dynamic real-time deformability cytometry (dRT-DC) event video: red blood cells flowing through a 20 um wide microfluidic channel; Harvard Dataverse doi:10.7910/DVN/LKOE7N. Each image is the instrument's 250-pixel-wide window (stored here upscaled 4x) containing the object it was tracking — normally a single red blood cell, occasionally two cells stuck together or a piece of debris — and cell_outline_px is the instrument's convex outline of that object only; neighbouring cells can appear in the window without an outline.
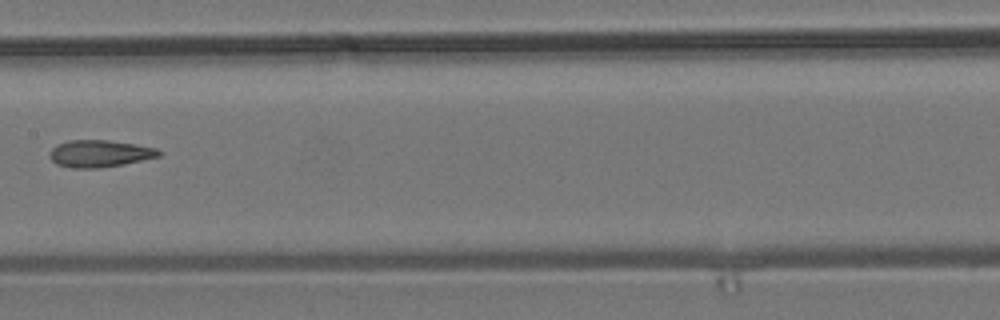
{"species": "common noctule bat (a hibernating species)", "species_latin": "Nyctalus noctula", "temperature_condition": "room temperature", "stored_images_in_passage": 6, "camera_frame_rate_fps": 3000, "um_per_image_px": 0.085, "animal": {"sex": "male", "body_mass_g": 19.2, "forearm_length_mm": 51.8}, "frame": {"image": 1, "passage_image": 5, "time_ms": 6.333, "image_size_px": [1000, 320], "cell_outline_px": [[164, 152], [160, 156], [124, 164], [100, 168], [76, 168], [56, 164], [48, 156], [48, 152], [56, 144], [68, 140], [108, 140], [136, 144], [156, 148]], "centroid_in_image_um": [8.46, 13.05], "position_along_channel_um": 198.9, "area_um2": 17.4}}
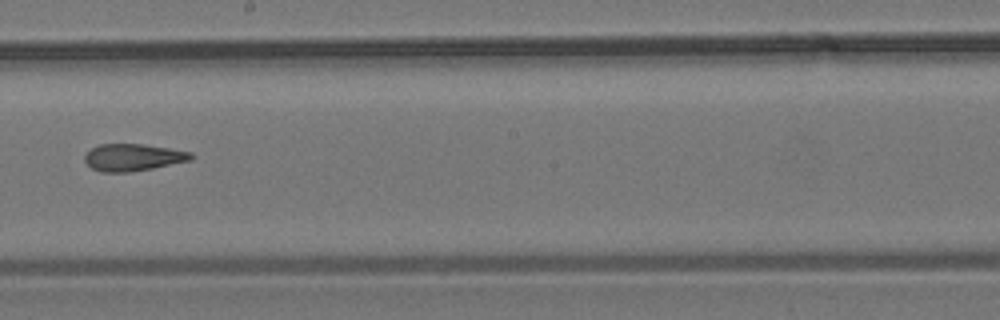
{"frame": {"image": 2, "passage_image": 6, "time_ms": 7.333, "image_size_px": [1000, 320], "cell_outline_px": [[196, 156], [192, 160], [132, 172], [100, 172], [92, 168], [84, 160], [84, 156], [92, 148], [100, 144], [144, 144], [192, 152]], "centroid_in_image_um": [11.34, 13.38], "position_along_channel_um": 236.9, "area_um2": 16.82}}